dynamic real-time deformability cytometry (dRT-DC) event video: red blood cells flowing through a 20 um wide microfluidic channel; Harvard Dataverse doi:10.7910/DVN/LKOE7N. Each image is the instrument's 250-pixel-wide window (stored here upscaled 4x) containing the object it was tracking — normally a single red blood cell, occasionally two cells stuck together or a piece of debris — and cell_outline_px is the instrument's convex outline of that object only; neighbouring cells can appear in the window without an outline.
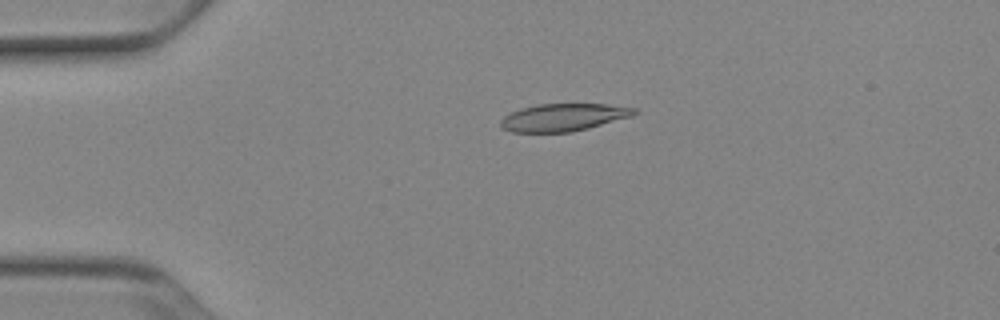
{"species": "Egyptian fruit bat (a non-hibernating species)", "species_latin": "Rousettus aegyptiacus", "temperature_condition": "cold", "stored_images_in_passage": 52, "camera_frame_rate_fps": 3000, "um_per_image_px": 0.085, "animal": {"sex": "female"}, "frame": {"image": 1, "passage_image": 12, "time_ms": 3.667, "image_size_px": [1000, 320], "cell_outline_px": [[636, 112], [632, 116], [588, 128], [572, 132], [512, 132], [504, 128], [500, 124], [500, 120], [504, 116], [520, 108], [536, 104], [608, 104], [636, 108]], "centroid_in_image_um": [47.88, 9.97], "position_along_channel_um": 37.1, "area_um2": 21.33}}
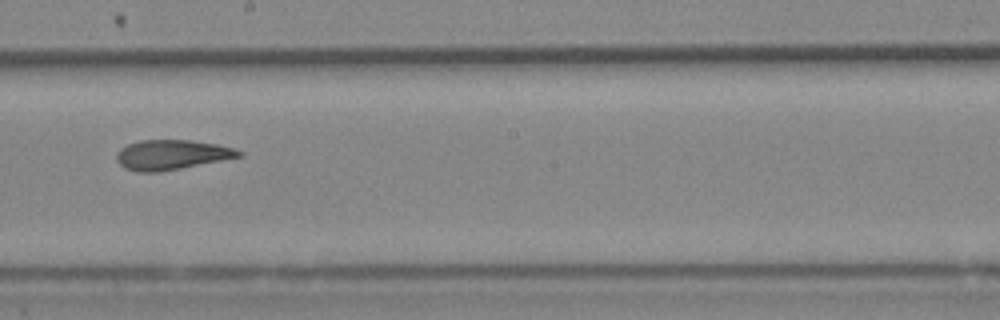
{"frame": {"image": 2, "passage_image": 30, "time_ms": 9.667, "image_size_px": [1000, 320], "cell_outline_px": [[244, 156], [160, 172], [136, 172], [124, 168], [116, 160], [116, 152], [120, 148], [128, 144], [140, 140], [188, 140], [216, 144], [236, 148], [244, 152]], "centroid_in_image_um": [14.59, 13.16], "position_along_channel_um": 233.6, "area_um2": 21.44}}
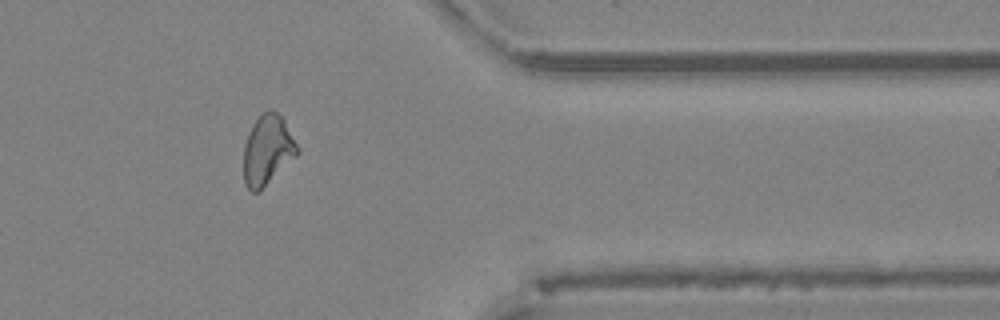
{"frame": {"image": 3, "passage_image": 43, "time_ms": 14.0, "image_size_px": [1000, 320], "cell_outline_px": [[300, 152], [260, 192], [252, 192], [244, 184], [244, 144], [252, 124], [268, 108], [272, 108], [284, 120], [300, 148]], "centroid_in_image_um": [22.75, 12.77], "position_along_channel_um": 388.7, "area_um2": 22.02}, "authors_computed_cell_mechanics": {"area_um2": 21.8484, "velocity_mm_per_s": 3.9231, "shape_relaxation_time_tau1_ms": null, "shape_relaxation_time_tau2_ms": 3.0942, "deformation_change_tau1": null, "deformation_change_tau2": 0.1096}}